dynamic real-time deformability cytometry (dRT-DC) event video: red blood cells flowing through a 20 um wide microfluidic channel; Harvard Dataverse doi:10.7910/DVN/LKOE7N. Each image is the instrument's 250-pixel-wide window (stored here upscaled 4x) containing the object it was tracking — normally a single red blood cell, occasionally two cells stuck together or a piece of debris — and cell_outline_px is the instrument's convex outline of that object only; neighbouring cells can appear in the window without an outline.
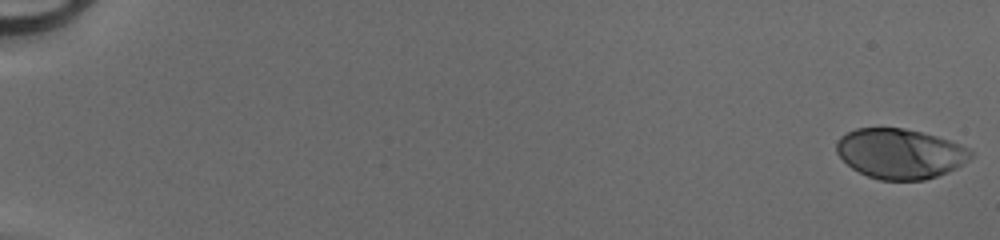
{"species": "human", "species_latin": "Homo sapiens", "temperature_condition": "cold", "stored_images_in_passage": 49, "camera_frame_rate_fps": 3000, "um_per_image_px": 0.085, "donor": {"sex": "male"}, "frame": {"image": 1, "passage_image": 1, "time_ms": 0.0, "image_size_px": [1000, 240], "cell_outline_px": [[972, 156], [956, 168], [948, 172], [924, 180], [880, 180], [868, 176], [852, 168], [836, 152], [836, 144], [840, 136], [856, 128], [904, 128], [936, 136], [960, 144], [968, 148], [972, 152]], "centroid_in_image_um": [76.49, 13.06], "position_along_channel_um": 8.5, "area_um2": 38.84}}
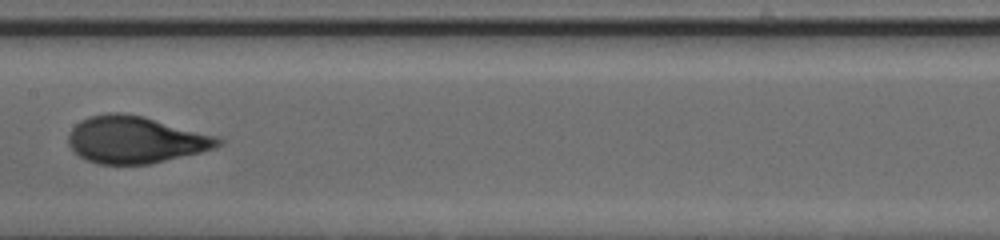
{"frame": {"image": 2, "passage_image": 28, "time_ms": 9.0, "image_size_px": [1000, 240], "cell_outline_px": [[224, 140], [220, 144], [212, 148], [200, 152], [148, 164], [100, 164], [88, 160], [80, 156], [68, 144], [68, 132], [80, 120], [88, 116], [108, 112], [124, 112], [144, 116], [216, 136]], "centroid_in_image_um": [11.47, 11.85], "position_along_channel_um": 195.9, "area_um2": 40.81}}
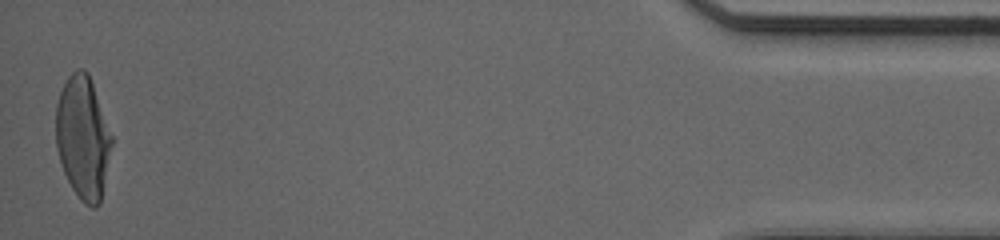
{"frame": {"image": 3, "passage_image": 49, "time_ms": 16.0, "image_size_px": [1000, 240], "cell_outline_px": [[112, 144], [100, 204], [96, 208], [92, 208], [84, 204], [80, 200], [72, 188], [64, 172], [56, 148], [56, 104], [60, 92], [68, 76], [76, 68], [84, 68], [88, 72], [112, 136]], "centroid_in_image_um": [7.04, 11.7], "position_along_channel_um": 428.2, "area_um2": 39.82}}